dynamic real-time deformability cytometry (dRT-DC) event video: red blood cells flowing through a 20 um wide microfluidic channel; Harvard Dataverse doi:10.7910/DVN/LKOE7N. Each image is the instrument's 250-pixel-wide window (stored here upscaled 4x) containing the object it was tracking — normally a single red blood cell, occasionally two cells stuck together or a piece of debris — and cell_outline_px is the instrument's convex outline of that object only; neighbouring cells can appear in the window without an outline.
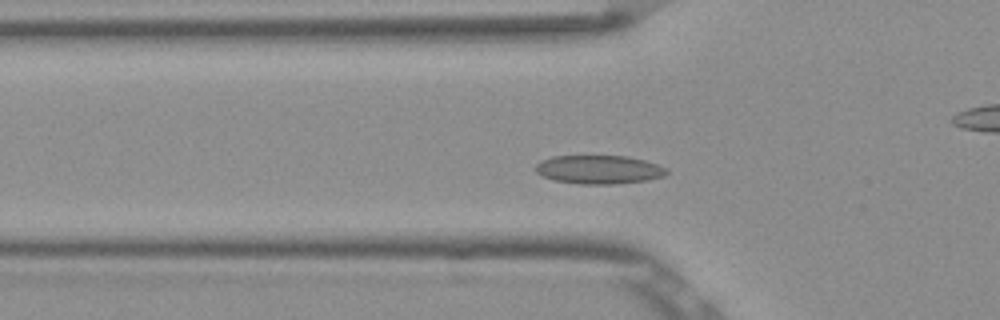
{"species": "Egyptian fruit bat (a non-hibernating species)", "species_latin": "Rousettus aegyptiacus", "temperature_condition": "room temperature", "stored_images_in_passage": 48, "camera_frame_rate_fps": 3000, "um_per_image_px": 0.085, "frame": {"image": 1, "passage_image": 12, "time_ms": 3.667, "image_size_px": [1000, 320], "cell_outline_px": [[668, 172], [664, 176], [648, 180], [616, 184], [580, 184], [556, 180], [544, 176], [536, 172], [536, 164], [540, 160], [552, 156], [628, 156], [644, 160], [656, 164], [664, 168]], "centroid_in_image_um": [50.9, 14.41], "position_along_channel_um": 74.9, "area_um2": 21.73}}
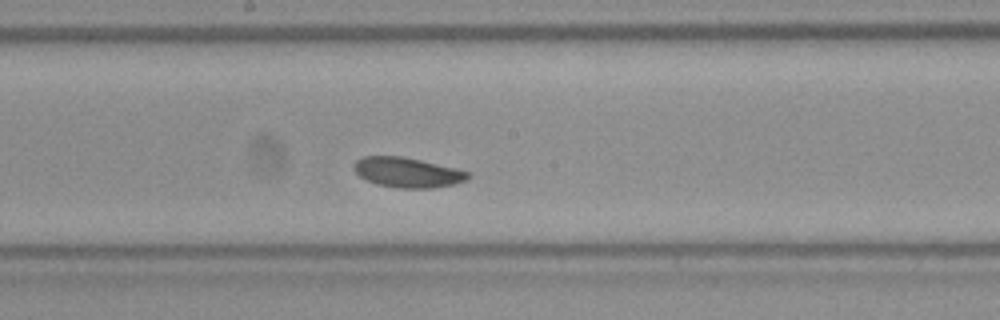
{"frame": {"image": 2, "passage_image": 23, "time_ms": 7.333, "image_size_px": [1000, 320], "cell_outline_px": [[472, 176], [456, 184], [432, 188], [400, 188], [376, 184], [360, 176], [352, 168], [352, 164], [356, 160], [364, 156], [404, 156], [456, 168], [472, 172]], "centroid_in_image_um": [34.65, 14.65], "position_along_channel_um": 213.5, "area_um2": 20.11}}
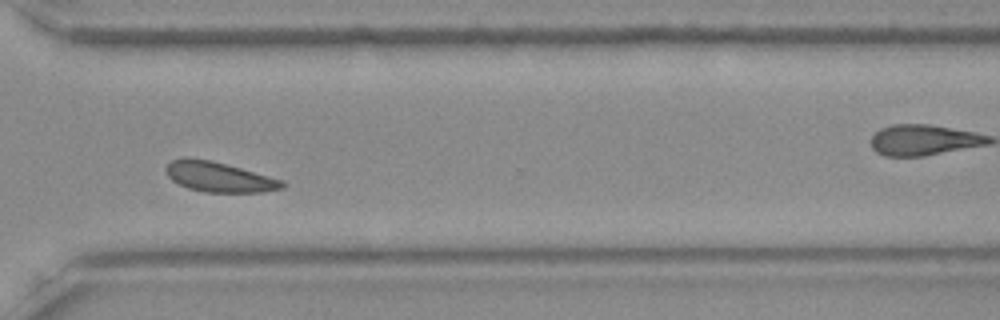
{"frame": {"image": 3, "passage_image": 34, "time_ms": 11.0, "image_size_px": [1000, 320], "cell_outline_px": [[284, 188], [264, 192], [204, 192], [188, 188], [172, 180], [168, 176], [164, 168], [172, 160], [184, 156], [188, 156], [212, 160], [284, 180]], "centroid_in_image_um": [18.6, 15.02], "position_along_channel_um": 352.0, "area_um2": 20.52}, "authors_computed_cell_mechanics": {"area_um2": 20.4323, "velocity_mm_per_s": 3.7738, "shape_relaxation_time_tau1_ms": 2.5017, "shape_relaxation_time_tau2_ms": null, "deformation_change_tau1": 0.052, "deformation_change_tau2": null}}